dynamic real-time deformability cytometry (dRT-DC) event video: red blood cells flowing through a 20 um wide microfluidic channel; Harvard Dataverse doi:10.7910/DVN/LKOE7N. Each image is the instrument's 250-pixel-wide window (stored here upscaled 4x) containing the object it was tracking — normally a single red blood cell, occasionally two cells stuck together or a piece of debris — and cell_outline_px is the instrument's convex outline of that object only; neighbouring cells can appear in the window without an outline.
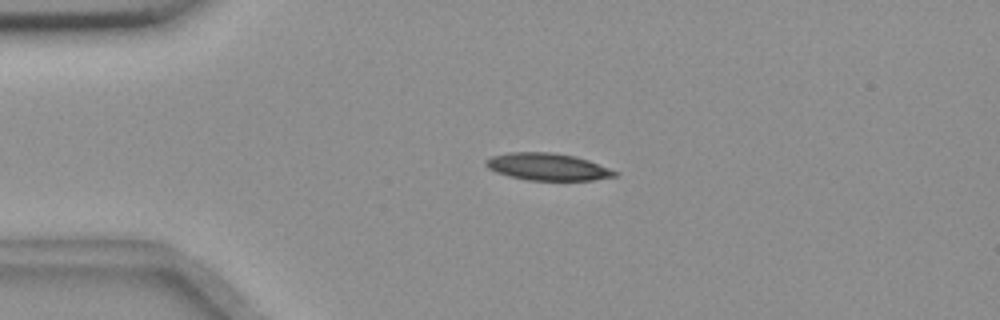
{"species": "common noctule bat (a hibernating species)", "species_latin": "Nyctalus noctula", "temperature_condition": "room temperature", "stored_images_in_passage": 4, "camera_frame_rate_fps": 3000, "um_per_image_px": 0.085, "animal": {"sex": "female", "body_mass_g": 18.4}, "frame": {"image": 1, "passage_image": 3, "time_ms": 2.333, "image_size_px": [1000, 320], "cell_outline_px": [[620, 172], [616, 176], [592, 180], [528, 180], [508, 176], [496, 172], [488, 168], [484, 164], [484, 160], [492, 156], [508, 152], [552, 152], [572, 156], [588, 160]], "centroid_in_image_um": [46.52, 14.18], "position_along_channel_um": 38.5, "area_um2": 20.4}}